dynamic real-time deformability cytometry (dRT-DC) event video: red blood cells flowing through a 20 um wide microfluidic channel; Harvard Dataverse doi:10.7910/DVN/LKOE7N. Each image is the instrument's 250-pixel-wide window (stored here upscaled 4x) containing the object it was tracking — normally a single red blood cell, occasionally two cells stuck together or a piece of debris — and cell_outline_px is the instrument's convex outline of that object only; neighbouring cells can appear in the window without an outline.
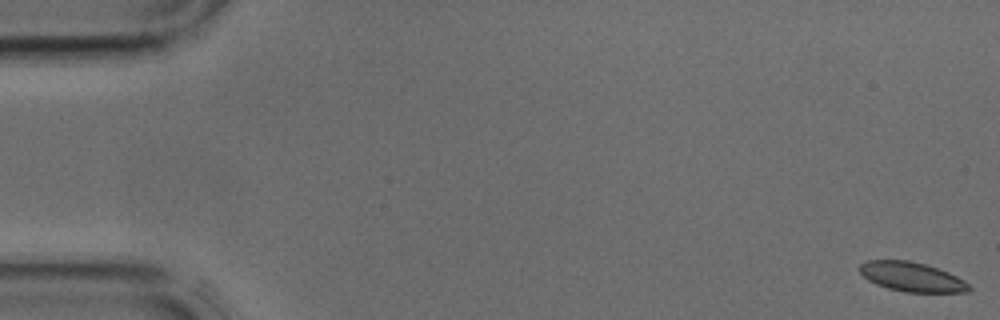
{"species": "common noctule bat (a hibernating species)", "species_latin": "Nyctalus noctula", "temperature_condition": "cold", "stored_images_in_passage": 42, "camera_frame_rate_fps": 3000, "um_per_image_px": 0.085, "animal": {"sex": "male", "body_mass_g": 17.9, "forearm_length_mm": 54.2}, "frame": {"image": 1, "passage_image": 1, "time_ms": 0.0, "image_size_px": [1000, 320], "cell_outline_px": [[972, 288], [968, 292], [904, 292], [888, 288], [876, 284], [868, 280], [860, 272], [860, 264], [868, 260], [908, 260], [924, 264], [948, 272], [964, 280]], "centroid_in_image_um": [77.5, 23.54], "position_along_channel_um": 7.5, "area_um2": 18.61}}
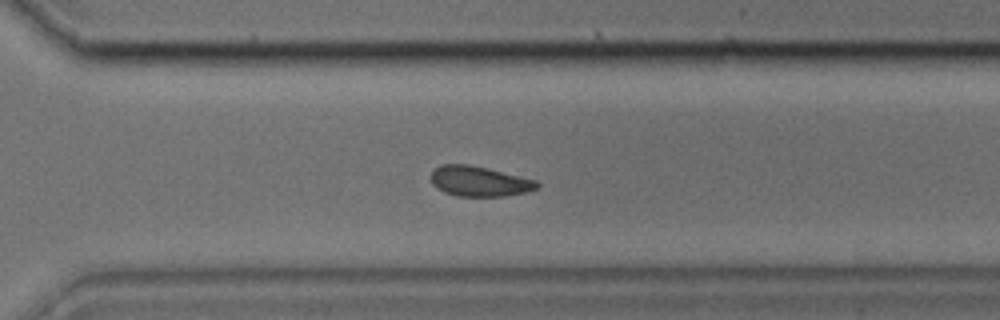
{"frame": {"image": 2, "passage_image": 30, "time_ms": 9.667, "image_size_px": [1000, 320], "cell_outline_px": [[540, 184], [536, 188], [524, 192], [504, 196], [456, 196], [444, 192], [436, 188], [432, 184], [428, 176], [440, 164], [468, 164], [488, 168], [536, 180]], "centroid_in_image_um": [40.68, 15.4], "position_along_channel_um": 329.9, "area_um2": 18.73}}
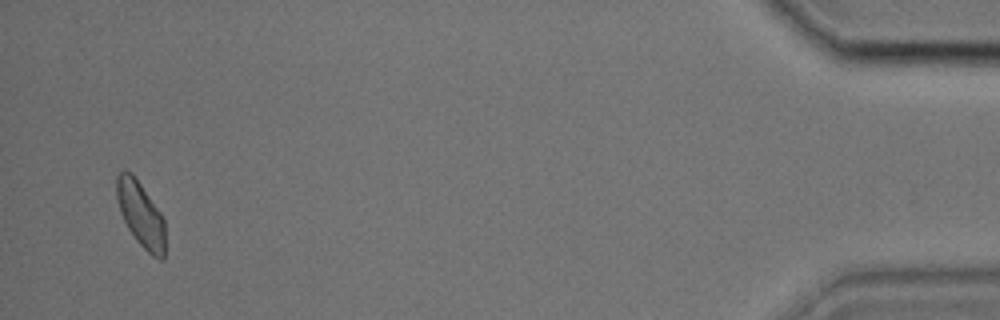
{"frame": {"image": 3, "passage_image": 41, "time_ms": 13.333, "image_size_px": [1000, 320], "cell_outline_px": [[164, 260], [160, 260], [152, 256], [136, 240], [128, 228], [120, 212], [116, 196], [116, 176], [120, 172], [132, 172], [160, 212], [164, 220]], "centroid_in_image_um": [11.95, 18.23], "position_along_channel_um": 423.2, "area_um2": 18.21}}